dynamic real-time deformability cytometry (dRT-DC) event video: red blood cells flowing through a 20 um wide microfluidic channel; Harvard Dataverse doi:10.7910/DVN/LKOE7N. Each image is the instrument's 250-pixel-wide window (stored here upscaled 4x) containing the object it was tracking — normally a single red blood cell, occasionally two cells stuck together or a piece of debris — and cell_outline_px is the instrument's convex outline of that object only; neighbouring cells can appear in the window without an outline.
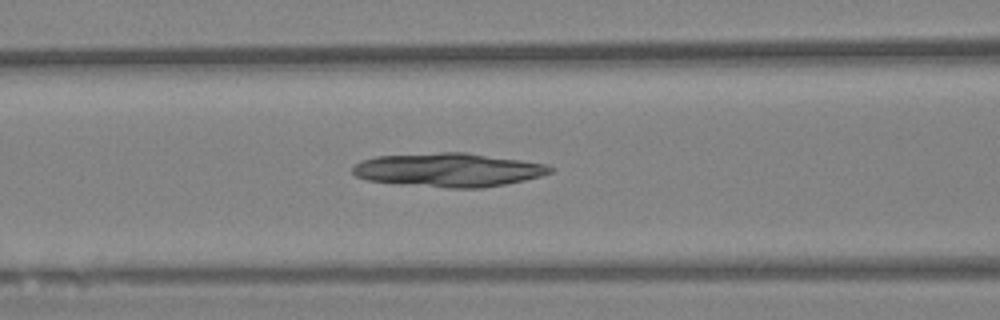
{"species": "Egyptian fruit bat (a non-hibernating species)", "species_latin": "Rousettus aegyptiacus", "temperature_condition": "warm", "stored_images_in_passage": 50, "camera_frame_rate_fps": 3000, "um_per_image_px": 0.085, "animal": {"sex": "female"}, "frame": {"image": 1, "passage_image": 23, "time_ms": 7.333, "image_size_px": [1000, 320], "cell_outline_px": [[552, 172], [540, 176], [524, 180], [504, 184], [480, 188], [448, 188], [400, 184], [368, 180], [356, 176], [352, 172], [352, 164], [360, 160], [376, 156], [440, 152], [468, 152], [520, 160], [544, 164], [552, 168]], "centroid_in_image_um": [38.06, 14.43], "position_along_channel_um": 128.5, "area_um2": 38.84}}
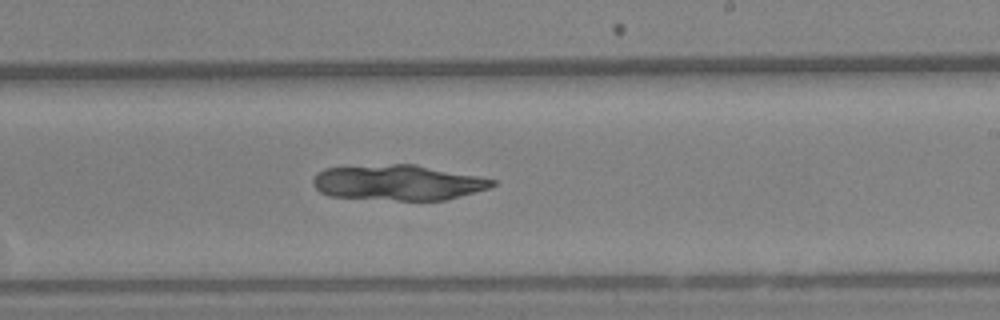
{"frame": {"image": 2, "passage_image": 34, "time_ms": 11.0, "image_size_px": [1000, 320], "cell_outline_px": [[496, 184], [488, 188], [460, 196], [444, 200], [396, 200], [328, 196], [320, 192], [312, 184], [312, 180], [316, 172], [324, 168], [392, 164], [416, 164], [496, 180]], "centroid_in_image_um": [33.78, 15.52], "position_along_channel_um": 255.2, "area_um2": 36.88}}
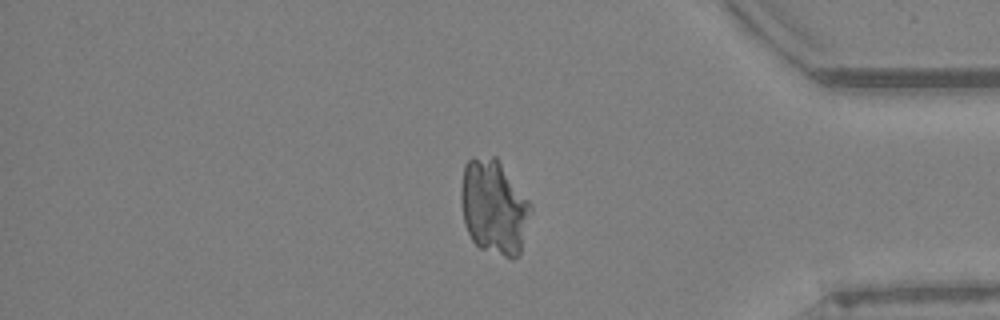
{"frame": {"image": 3, "passage_image": 48, "time_ms": 15.667, "image_size_px": [1000, 320], "cell_outline_px": [[532, 212], [520, 252], [512, 260], [480, 248], [472, 240], [464, 224], [460, 196], [460, 188], [464, 164], [472, 156], [496, 156], [532, 204]], "centroid_in_image_um": [41.98, 17.58], "position_along_channel_um": 393.2, "area_um2": 39.02}}